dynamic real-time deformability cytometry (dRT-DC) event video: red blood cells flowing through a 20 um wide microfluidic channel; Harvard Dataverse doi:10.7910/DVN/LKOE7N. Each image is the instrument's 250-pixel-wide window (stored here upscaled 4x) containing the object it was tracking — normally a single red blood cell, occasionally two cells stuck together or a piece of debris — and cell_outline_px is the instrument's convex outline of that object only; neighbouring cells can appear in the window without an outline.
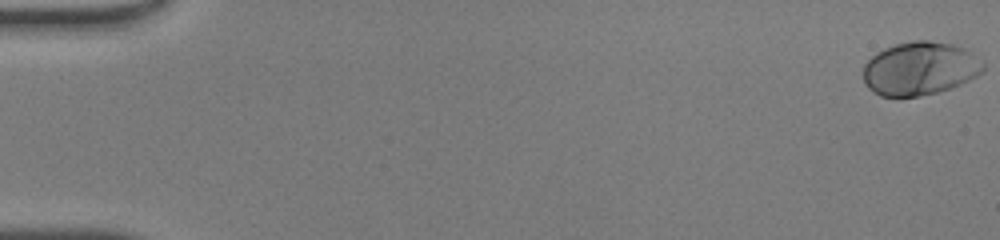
{"species": "human", "species_latin": "Homo sapiens", "temperature_condition": "warm", "stored_images_in_passage": 50, "camera_frame_rate_fps": 3000, "um_per_image_px": 0.085, "donor": {"sex": "male"}, "frame": {"image": 1, "passage_image": 1, "time_ms": 0.0, "image_size_px": [1000, 240], "cell_outline_px": [[984, 68], [976, 76], [952, 88], [920, 96], [880, 96], [872, 92], [864, 84], [864, 64], [876, 52], [884, 48], [896, 44], [912, 40], [928, 40], [956, 44], [972, 52], [984, 64]], "centroid_in_image_um": [78.17, 5.81], "position_along_channel_um": 6.8, "area_um2": 37.45}}
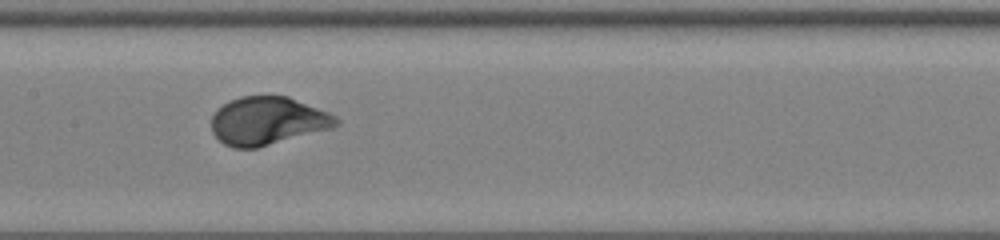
{"frame": {"image": 2, "passage_image": 26, "time_ms": 8.333, "image_size_px": [1000, 240], "cell_outline_px": [[340, 124], [332, 128], [256, 148], [232, 148], [224, 144], [212, 132], [212, 116], [216, 108], [228, 100], [240, 96], [288, 96], [328, 112], [336, 116], [340, 120]], "centroid_in_image_um": [22.73, 10.27], "position_along_channel_um": 184.7, "area_um2": 35.03}}
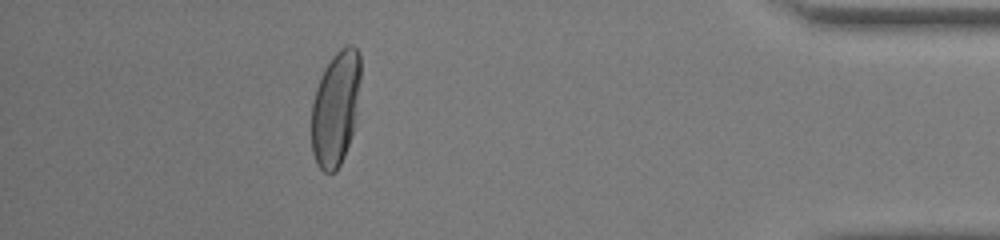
{"frame": {"image": 3, "passage_image": 45, "time_ms": 14.667, "image_size_px": [1000, 240], "cell_outline_px": [[360, 80], [352, 132], [344, 156], [336, 172], [324, 172], [316, 164], [312, 152], [312, 100], [320, 76], [324, 68], [332, 56], [340, 48], [348, 44], [352, 44], [360, 52]], "centroid_in_image_um": [28.5, 9.17], "position_along_channel_um": 406.7, "area_um2": 32.66}, "authors_computed_cell_mechanics": {"area_um2": 35.4314, "velocity_mm_per_s": 4.2341, "shape_relaxation_time_tau1_ms": 2.3674, "shape_relaxation_time_tau2_ms": null, "deformation_change_tau1": 0.1621, "deformation_change_tau2": null}}